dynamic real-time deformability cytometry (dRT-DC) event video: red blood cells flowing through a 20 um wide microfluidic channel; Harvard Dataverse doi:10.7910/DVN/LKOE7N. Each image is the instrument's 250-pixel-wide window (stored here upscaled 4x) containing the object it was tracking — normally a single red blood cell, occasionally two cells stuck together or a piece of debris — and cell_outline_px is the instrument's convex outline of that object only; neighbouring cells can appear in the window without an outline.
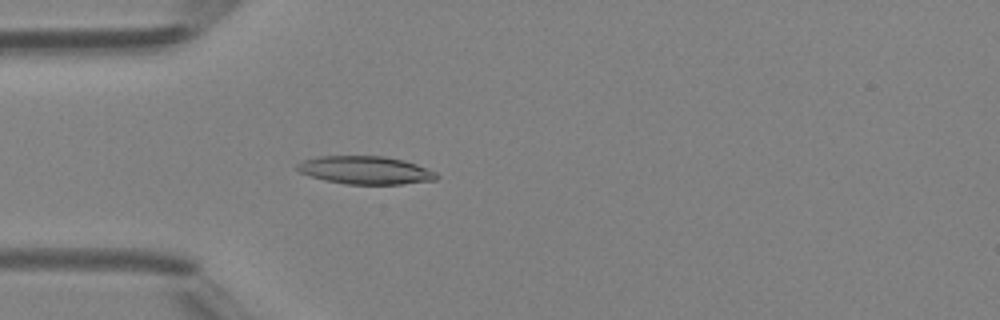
{"species": "Egyptian fruit bat (a non-hibernating species)", "species_latin": "Rousettus aegyptiacus", "temperature_condition": "room temperature", "stored_images_in_passage": 34, "camera_frame_rate_fps": 3000, "um_per_image_px": 0.085, "animal": {"sex": "female"}, "frame": {"image": 1, "passage_image": 1, "time_ms": 0.0, "image_size_px": [1000, 320], "cell_outline_px": [[440, 176], [436, 180], [400, 184], [344, 184], [324, 180], [300, 172], [296, 168], [296, 164], [304, 160], [320, 156], [384, 156], [404, 160], [416, 164], [436, 172]], "centroid_in_image_um": [31.08, 14.46], "position_along_channel_um": 53.9, "area_um2": 22.72}}
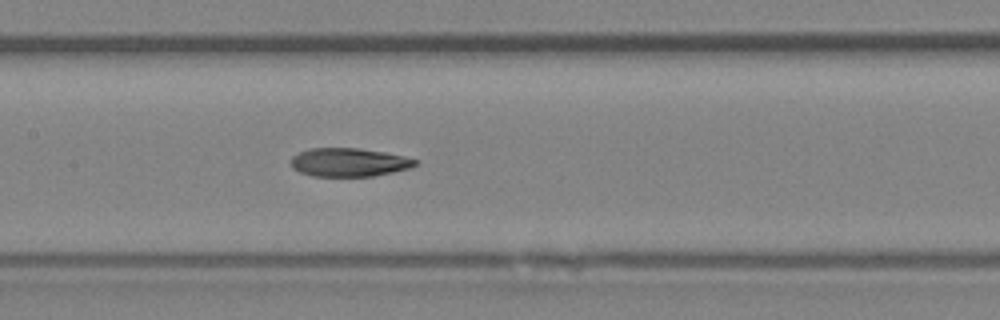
{"frame": {"image": 2, "passage_image": 10, "time_ms": 3.0, "image_size_px": [1000, 320], "cell_outline_px": [[416, 164], [408, 168], [392, 172], [372, 176], [312, 176], [300, 172], [292, 168], [292, 156], [300, 152], [312, 148], [360, 148], [384, 152], [404, 156], [416, 160]], "centroid_in_image_um": [29.63, 13.79], "position_along_channel_um": 177.8, "area_um2": 20.4}}
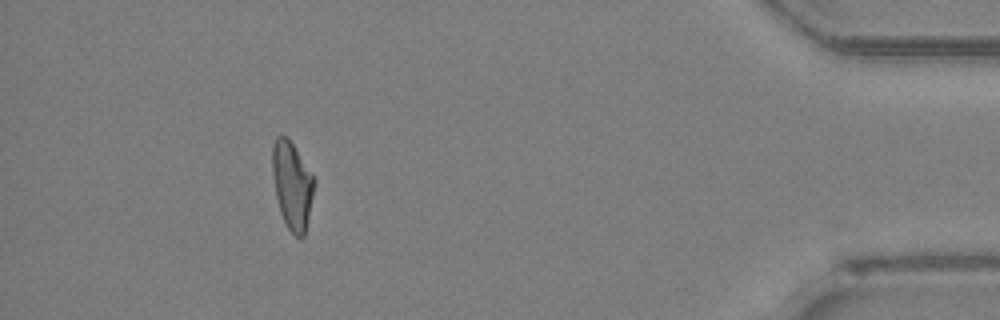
{"frame": {"image": 3, "passage_image": 30, "time_ms": 9.667, "image_size_px": [1000, 320], "cell_outline_px": [[316, 180], [304, 236], [296, 236], [288, 228], [280, 212], [276, 196], [272, 172], [272, 148], [276, 136], [288, 136]], "centroid_in_image_um": [24.83, 15.7], "position_along_channel_um": 410.4, "area_um2": 21.15}, "authors_computed_cell_mechanics": {"area_um2": 21.2993, "velocity_mm_per_s": 4.3851, "shape_relaxation_time_tau1_ms": null, "shape_relaxation_time_tau2_ms": 4.3013, "deformation_change_tau1": null, "deformation_change_tau2": 0.1099}}